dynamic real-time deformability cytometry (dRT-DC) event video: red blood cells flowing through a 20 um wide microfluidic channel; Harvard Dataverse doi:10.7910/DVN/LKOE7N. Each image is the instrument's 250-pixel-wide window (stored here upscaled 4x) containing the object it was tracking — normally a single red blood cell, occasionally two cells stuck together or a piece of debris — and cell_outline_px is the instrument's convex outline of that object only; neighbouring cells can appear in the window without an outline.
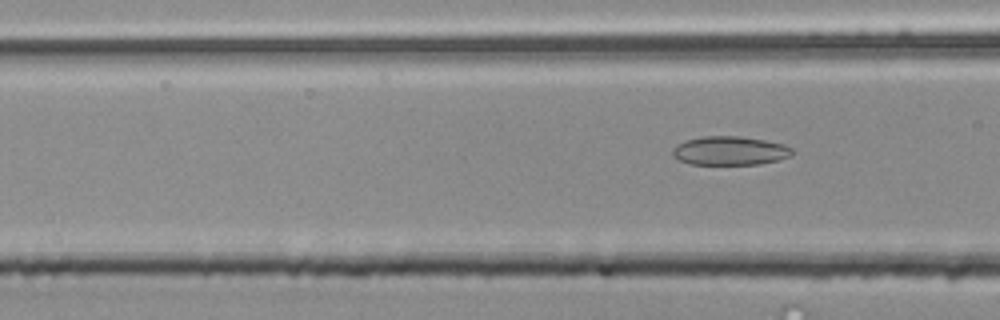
{"species": "common noctule bat (a hibernating species)", "species_latin": "Nyctalus noctula", "temperature_condition": "room temperature", "stored_images_in_passage": 6, "camera_frame_rate_fps": 3000, "um_per_image_px": 0.085, "animal": {"sex": "male", "body_mass_g": 20.4}, "frame": {"image": 1, "passage_image": 6, "time_ms": 1.667, "image_size_px": [1000, 320], "cell_outline_px": [[792, 156], [760, 164], [688, 164], [672, 156], [672, 148], [684, 140], [704, 136], [740, 136], [764, 140], [784, 144], [792, 148]], "centroid_in_image_um": [62.02, 12.81], "position_along_channel_um": 104.6, "area_um2": 20.11}}